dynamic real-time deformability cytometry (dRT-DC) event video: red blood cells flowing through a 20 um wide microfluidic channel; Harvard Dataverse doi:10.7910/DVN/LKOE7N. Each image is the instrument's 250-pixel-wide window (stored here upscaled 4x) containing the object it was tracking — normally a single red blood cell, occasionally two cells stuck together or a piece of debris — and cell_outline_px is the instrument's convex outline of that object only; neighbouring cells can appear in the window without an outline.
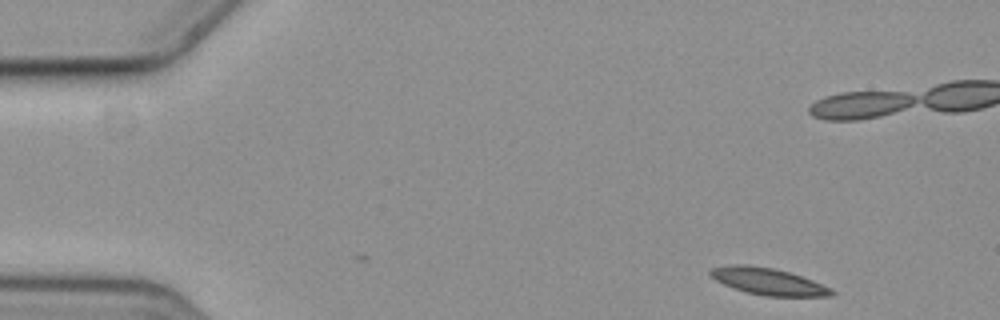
{"species": "common noctule bat (a hibernating species)", "species_latin": "Nyctalus noctula", "temperature_condition": "cold", "stored_images_in_passage": 39, "camera_frame_rate_fps": 3000, "um_per_image_px": 0.085, "animal": {"sex": "female", "body_mass_g": 19.3, "forearm_length_mm": 54.1}, "frame": {"image": 1, "passage_image": 1, "time_ms": 0.0, "image_size_px": [1000, 320], "cell_outline_px": [[836, 292], [832, 296], [764, 296], [748, 292], [724, 284], [716, 280], [708, 272], [712, 268], [728, 264], [744, 264], [772, 268], [788, 272], [812, 280], [832, 288]], "centroid_in_image_um": [65.31, 23.92], "position_along_channel_um": 19.7, "area_um2": 18.73}}
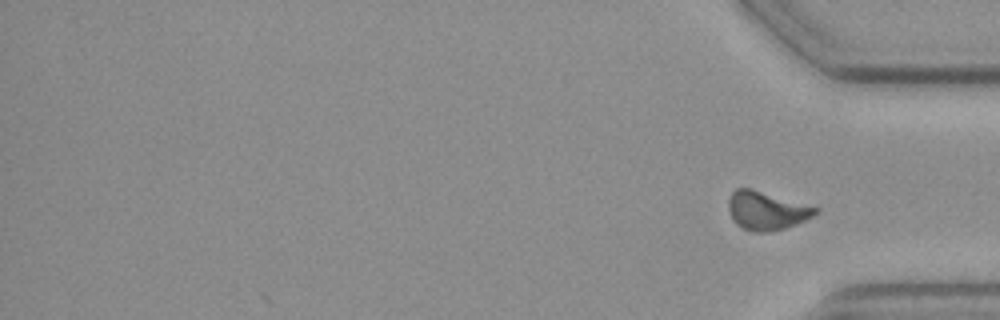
{"frame": {"image": 2, "passage_image": 39, "time_ms": 12.667, "image_size_px": [1000, 320], "cell_outline_px": [[820, 212], [796, 224], [784, 228], [768, 232], [756, 232], [744, 228], [736, 224], [732, 220], [728, 208], [728, 196], [736, 188], [752, 188], [820, 208]], "centroid_in_image_um": [65.14, 17.89], "position_along_channel_um": 370.1, "area_um2": 19.59}, "authors_computed_cell_mechanics": {"area_um2": 19.3052, "velocity_mm_per_s": 3.5667, "shape_relaxation_time_tau1_ms": 8.3663, "shape_relaxation_time_tau2_ms": 3.8328, "deformation_change_tau1": 0.1613, "deformation_change_tau2": 0.0963}}